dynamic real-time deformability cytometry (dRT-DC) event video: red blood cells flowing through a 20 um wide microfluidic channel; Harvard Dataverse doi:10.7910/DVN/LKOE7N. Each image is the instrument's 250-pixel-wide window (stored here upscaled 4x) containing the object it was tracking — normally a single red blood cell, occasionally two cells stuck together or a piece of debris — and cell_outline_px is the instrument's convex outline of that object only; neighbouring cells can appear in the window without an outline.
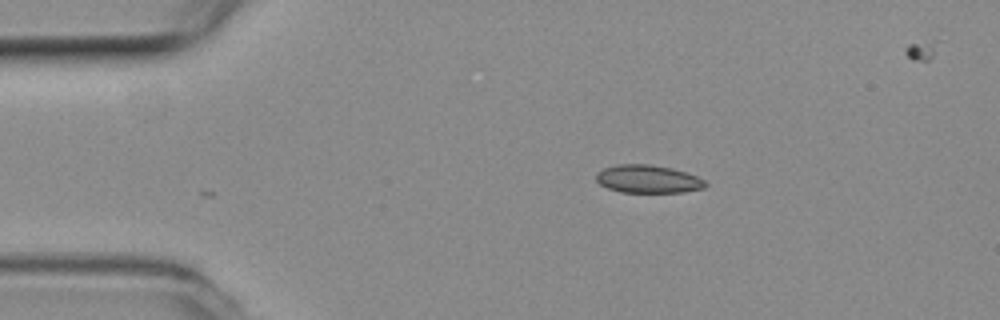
{"species": "common noctule bat (a hibernating species)", "species_latin": "Nyctalus noctula", "temperature_condition": "room temperature", "stored_images_in_passage": 2, "camera_frame_rate_fps": 3000, "um_per_image_px": 0.085, "animal": {"sex": "female", "body_mass_g": 19.3, "forearm_length_mm": 54.1}, "frame": {"image": 1, "passage_image": 2, "time_ms": 0.333, "image_size_px": [1000, 320], "cell_outline_px": [[708, 184], [704, 188], [684, 192], [620, 192], [608, 188], [600, 184], [596, 180], [596, 172], [604, 168], [616, 164], [648, 164], [672, 168], [696, 176], [704, 180]], "centroid_in_image_um": [55.06, 15.22], "position_along_channel_um": 29.9, "area_um2": 17.8}}